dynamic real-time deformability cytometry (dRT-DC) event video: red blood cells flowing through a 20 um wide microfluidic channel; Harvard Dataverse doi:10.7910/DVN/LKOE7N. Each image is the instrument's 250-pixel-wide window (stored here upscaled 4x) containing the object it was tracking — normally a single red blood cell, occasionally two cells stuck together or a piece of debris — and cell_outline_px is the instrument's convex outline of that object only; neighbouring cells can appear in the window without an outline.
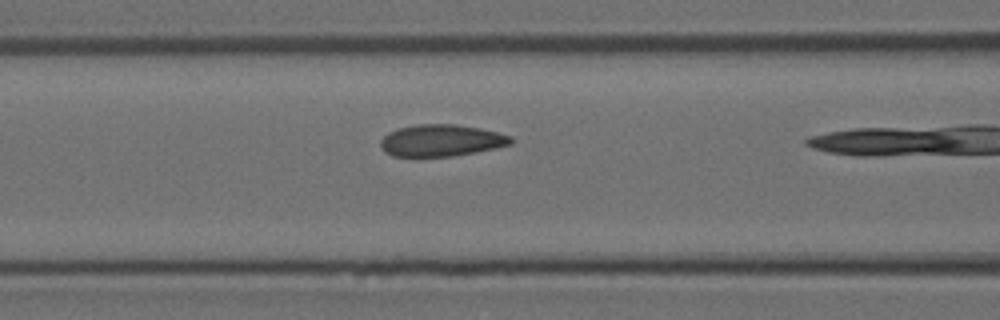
{"species": "Egyptian fruit bat (a non-hibernating species)", "species_latin": "Rousettus aegyptiacus", "temperature_condition": "room temperature", "stored_images_in_passage": 8, "camera_frame_rate_fps": 3000, "um_per_image_px": 0.085, "animal": {"sex": "female"}, "frame": {"image": 1, "passage_image": 7, "time_ms": 2.0, "image_size_px": [1000, 320], "cell_outline_px": [[512, 144], [476, 152], [452, 156], [392, 156], [384, 152], [380, 148], [380, 140], [388, 132], [396, 128], [416, 124], [456, 124], [480, 128], [512, 136]], "centroid_in_image_um": [37.46, 11.93], "position_along_channel_um": 129.1, "area_um2": 24.28}}